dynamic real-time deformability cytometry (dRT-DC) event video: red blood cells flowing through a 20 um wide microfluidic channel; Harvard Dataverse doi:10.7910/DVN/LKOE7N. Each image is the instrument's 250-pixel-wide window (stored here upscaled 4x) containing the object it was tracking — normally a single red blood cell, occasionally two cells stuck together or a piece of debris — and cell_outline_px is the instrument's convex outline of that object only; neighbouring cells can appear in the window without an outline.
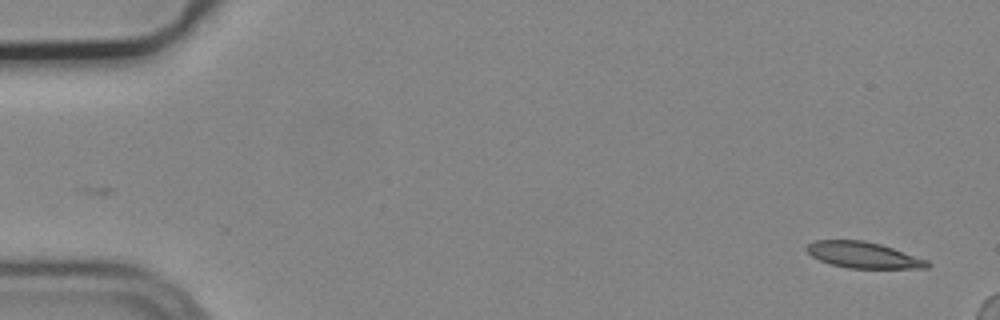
{"species": "common noctule bat (a hibernating species)", "species_latin": "Nyctalus noctula", "temperature_condition": "cold", "stored_images_in_passage": 3, "camera_frame_rate_fps": 3000, "um_per_image_px": 0.085, "animal": {"sex": "male", "body_mass_g": 19.2, "forearm_length_mm": 51.8}, "frame": {"image": 1, "passage_image": 3, "time_ms": 0.667, "image_size_px": [1000, 320], "cell_outline_px": [[932, 264], [928, 268], [848, 268], [832, 264], [820, 260], [812, 256], [804, 248], [808, 244], [816, 240], [864, 240], [880, 244], [928, 260]], "centroid_in_image_um": [73.39, 21.67], "position_along_channel_um": 11.6, "area_um2": 18.26}}